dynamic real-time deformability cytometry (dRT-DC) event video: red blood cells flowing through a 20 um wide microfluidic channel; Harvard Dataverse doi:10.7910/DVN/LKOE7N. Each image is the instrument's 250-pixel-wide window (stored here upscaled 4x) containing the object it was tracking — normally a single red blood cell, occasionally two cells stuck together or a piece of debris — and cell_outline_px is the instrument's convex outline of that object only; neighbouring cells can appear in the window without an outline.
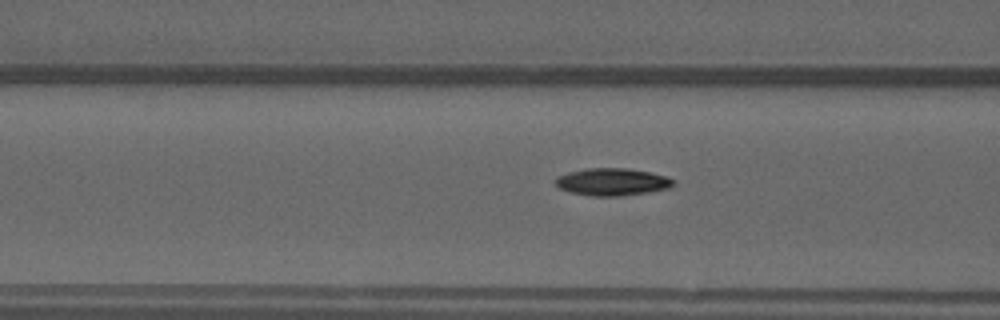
{"species": "common noctule bat (a hibernating species)", "species_latin": "Nyctalus noctula", "temperature_condition": "warm", "stored_images_in_passage": 39, "camera_frame_rate_fps": 3000, "um_per_image_px": 0.085, "animal": {"sex": "male", "forearm_length_mm": 52.5}, "frame": {"image": 1, "passage_image": 8, "time_ms": 2.333, "image_size_px": [1000, 320], "cell_outline_px": [[676, 184], [672, 188], [648, 192], [620, 196], [592, 196], [568, 192], [560, 188], [556, 184], [556, 176], [568, 172], [588, 168], [628, 168], [648, 172], [664, 176], [676, 180]], "centroid_in_image_um": [52.06, 15.46], "position_along_channel_um": 114.5, "area_um2": 18.9}}
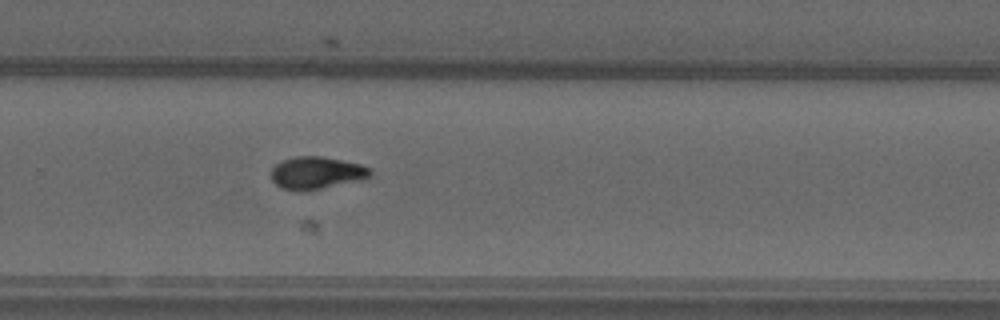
{"frame": {"image": 2, "passage_image": 22, "time_ms": 7.0, "image_size_px": [1000, 320], "cell_outline_px": [[372, 176], [368, 180], [300, 192], [280, 188], [272, 180], [272, 168], [276, 164], [284, 160], [296, 156], [320, 156], [360, 164], [368, 168], [372, 172]], "centroid_in_image_um": [26.95, 14.72], "position_along_channel_um": 302.9, "area_um2": 18.96}}
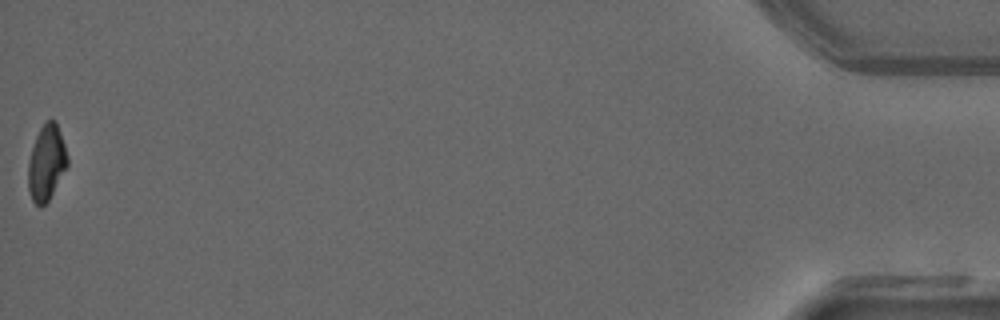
{"frame": {"image": 3, "passage_image": 39, "time_ms": 12.667, "image_size_px": [1000, 320], "cell_outline_px": [[68, 164], [48, 200], [40, 208], [32, 200], [28, 188], [28, 160], [36, 136], [40, 128], [48, 120], [56, 120], [68, 156]], "centroid_in_image_um": [3.94, 13.83], "position_along_channel_um": 431.3, "area_um2": 17.05}, "authors_computed_cell_mechanics": {"area_um2": 18.207, "velocity_mm_per_s": 4.0495, "shape_relaxation_time_tau1_ms": 6.9632, "shape_relaxation_time_tau2_ms": 10.2663, "deformation_change_tau1": 0.2245, "deformation_change_tau2": 0.1331}}